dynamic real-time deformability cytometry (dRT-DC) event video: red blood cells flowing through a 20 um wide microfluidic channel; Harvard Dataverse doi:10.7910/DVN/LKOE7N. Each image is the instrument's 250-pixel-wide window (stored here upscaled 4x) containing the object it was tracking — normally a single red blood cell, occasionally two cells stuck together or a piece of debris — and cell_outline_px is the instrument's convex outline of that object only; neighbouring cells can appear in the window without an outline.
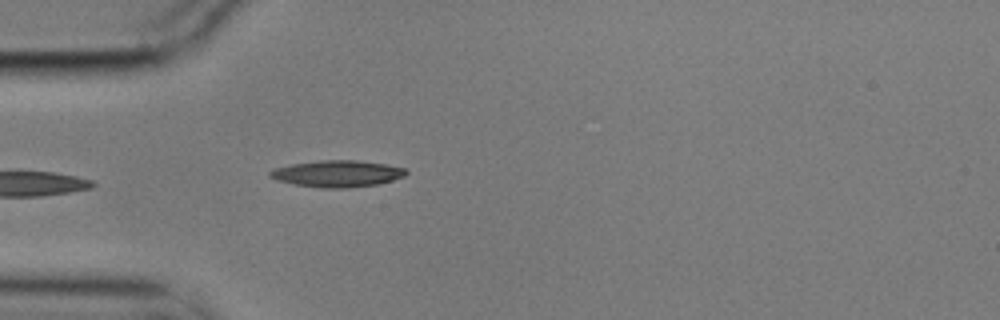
{"species": "common noctule bat (a hibernating species)", "species_latin": "Nyctalus noctula", "temperature_condition": "cold", "stored_images_in_passage": 5, "camera_frame_rate_fps": 3000, "um_per_image_px": 0.085, "animal": {"sex": "male", "body_mass_g": 17.9}, "frame": {"image": 1, "passage_image": 5, "time_ms": 1.333, "image_size_px": [1000, 320], "cell_outline_px": [[408, 172], [404, 176], [380, 184], [348, 188], [320, 188], [296, 184], [276, 180], [268, 176], [268, 172], [276, 168], [292, 164], [320, 160], [356, 160], [384, 164], [404, 168]], "centroid_in_image_um": [28.66, 14.77], "position_along_channel_um": 56.3, "area_um2": 21.04}}